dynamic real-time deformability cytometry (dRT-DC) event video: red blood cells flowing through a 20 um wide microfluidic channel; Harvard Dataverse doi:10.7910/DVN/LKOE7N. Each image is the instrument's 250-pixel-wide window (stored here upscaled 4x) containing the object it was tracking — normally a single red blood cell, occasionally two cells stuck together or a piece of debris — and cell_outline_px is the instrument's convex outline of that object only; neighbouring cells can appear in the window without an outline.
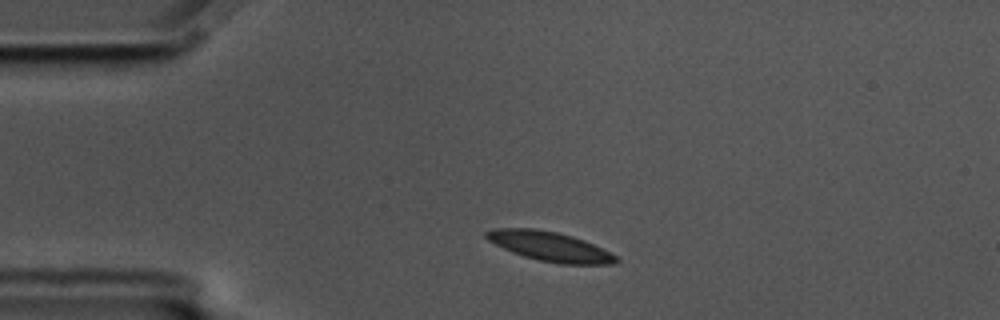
{"species": "common noctule bat (a hibernating species)", "species_latin": "Nyctalus noctula", "temperature_condition": "cold", "stored_images_in_passage": 51, "camera_frame_rate_fps": 3000, "um_per_image_px": 0.085, "animal": {"sex": "male", "body_mass_g": 17.5, "forearm_length_mm": 52.3}, "frame": {"image": 1, "passage_image": 5, "time_ms": 1.333, "image_size_px": [1000, 320], "cell_outline_px": [[620, 260], [612, 264], [560, 264], [540, 260], [524, 256], [512, 252], [488, 240], [484, 236], [484, 232], [492, 228], [532, 228], [556, 232], [572, 236], [584, 240], [616, 256]], "centroid_in_image_um": [46.7, 20.94], "position_along_channel_um": 38.3, "area_um2": 22.02}}
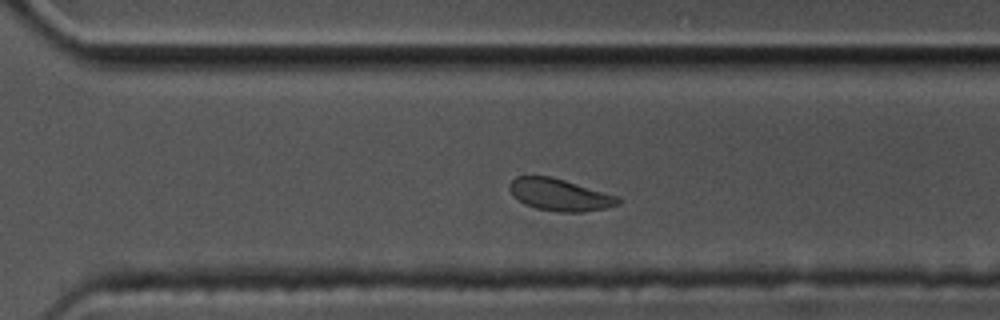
{"frame": {"image": 2, "passage_image": 33, "time_ms": 10.667, "image_size_px": [1000, 320], "cell_outline_px": [[624, 200], [620, 204], [608, 208], [580, 212], [560, 212], [536, 208], [524, 204], [512, 196], [508, 188], [508, 184], [516, 176], [552, 176], [620, 196]], "centroid_in_image_um": [47.61, 16.55], "position_along_channel_um": 323.0, "area_um2": 20.69}}
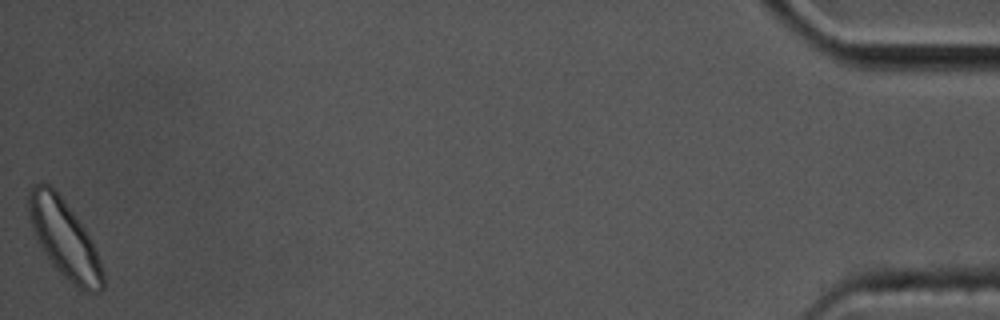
{"frame": {"image": 3, "passage_image": 51, "time_ms": 16.667, "image_size_px": [1000, 320], "cell_outline_px": [[104, 288], [100, 292], [92, 292], [80, 288], [64, 276], [48, 260], [40, 248], [32, 228], [28, 212], [28, 192], [32, 184], [48, 184], [64, 200], [88, 232], [92, 240], [100, 260], [104, 272]], "centroid_in_image_um": [5.47, 20.3], "position_along_channel_um": 429.7, "area_um2": 33.47}, "authors_computed_cell_mechanics": {"area_um2": 21.6172, "velocity_mm_per_s": 3.3881, "shape_relaxation_time_tau1_ms": 4.7228, "shape_relaxation_time_tau2_ms": 6.147, "deformation_change_tau1": 0.1286, "deformation_change_tau2": 0.0951}}